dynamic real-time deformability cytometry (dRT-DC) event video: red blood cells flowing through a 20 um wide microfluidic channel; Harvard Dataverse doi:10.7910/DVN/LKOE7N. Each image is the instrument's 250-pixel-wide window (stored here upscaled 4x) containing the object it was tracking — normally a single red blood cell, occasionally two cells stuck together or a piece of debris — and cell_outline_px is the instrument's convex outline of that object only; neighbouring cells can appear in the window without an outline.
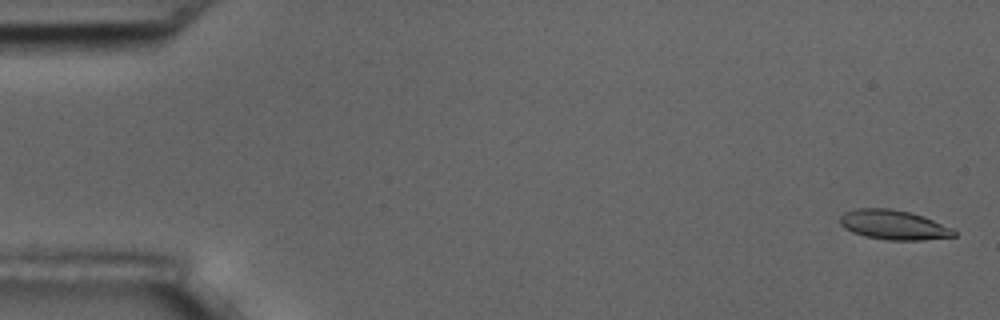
{"species": "common noctule bat (a hibernating species)", "species_latin": "Nyctalus noctula", "temperature_condition": "room temperature", "stored_images_in_passage": 9, "camera_frame_rate_fps": 3000, "um_per_image_px": 0.085, "animal": {"sex": "male", "body_mass_g": 17.5, "forearm_length_mm": 52.3}, "frame": {"image": 1, "passage_image": 1, "time_ms": 0.0, "image_size_px": [1000, 320], "cell_outline_px": [[956, 236], [920, 240], [888, 240], [864, 236], [852, 232], [844, 228], [840, 224], [840, 216], [844, 212], [856, 208], [892, 208], [912, 212], [924, 216], [952, 228], [956, 232]], "centroid_in_image_um": [75.94, 19.1], "position_along_channel_um": 9.1, "area_um2": 19.83}}
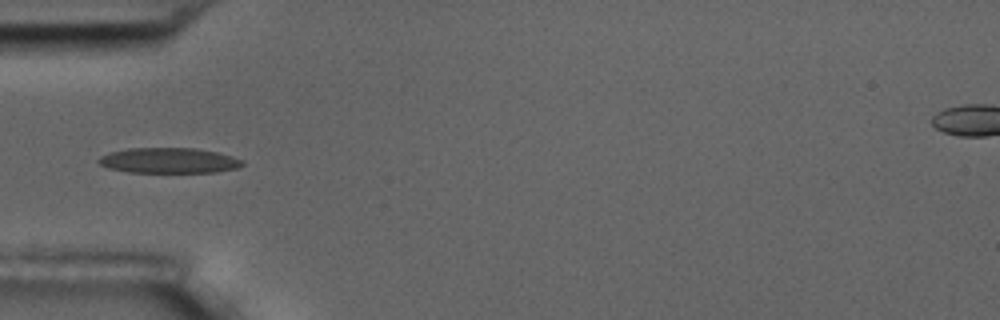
{"frame": {"image": 2, "passage_image": 6, "time_ms": 5.667, "image_size_px": [1000, 320], "cell_outline_px": [[244, 164], [236, 168], [216, 172], [128, 172], [108, 168], [100, 164], [96, 160], [100, 156], [108, 152], [128, 148], [196, 148], [216, 152], [232, 156], [244, 160]], "centroid_in_image_um": [14.33, 13.64], "position_along_channel_um": 70.7, "area_um2": 21.33}}
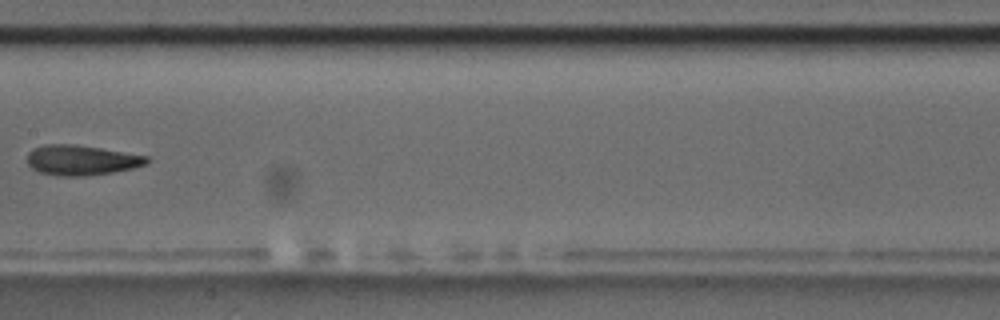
{"frame": {"image": 3, "passage_image": 9, "time_ms": 9.333, "image_size_px": [1000, 320], "cell_outline_px": [[148, 164], [132, 168], [112, 172], [84, 176], [56, 176], [40, 172], [32, 168], [28, 164], [28, 152], [32, 148], [44, 144], [72, 144], [100, 148], [148, 156]], "centroid_in_image_um": [6.89, 13.61], "position_along_channel_um": 200.5, "area_um2": 20.92}}